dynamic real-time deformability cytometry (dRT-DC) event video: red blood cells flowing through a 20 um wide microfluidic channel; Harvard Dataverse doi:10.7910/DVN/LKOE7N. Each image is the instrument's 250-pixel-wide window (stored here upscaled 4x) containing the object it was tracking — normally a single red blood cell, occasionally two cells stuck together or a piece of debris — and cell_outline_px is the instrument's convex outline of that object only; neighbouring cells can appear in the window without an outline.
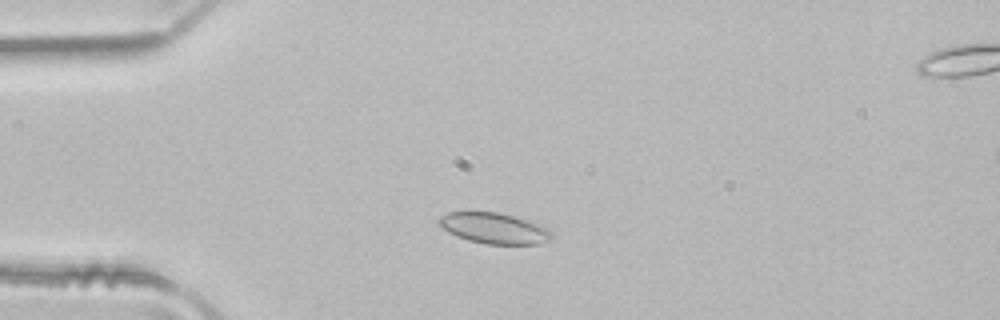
{"species": "common noctule bat (a hibernating species)", "species_latin": "Nyctalus noctula", "temperature_condition": "room temperature", "stored_images_in_passage": 2, "camera_frame_rate_fps": 3000, "um_per_image_px": 0.085, "animal": {"sex": "male", "body_mass_g": 21.5, "forearm_length_mm": 52.0}, "frame": {"image": 1, "passage_image": 1, "time_ms": 0.0, "image_size_px": [1000, 320], "cell_outline_px": [[552, 236], [548, 240], [540, 244], [484, 244], [468, 240], [456, 236], [448, 232], [436, 224], [436, 220], [440, 216], [448, 212], [500, 212], [516, 216], [548, 228], [552, 232]], "centroid_in_image_um": [41.95, 19.4], "position_along_channel_um": 43.0, "area_um2": 20.46}}